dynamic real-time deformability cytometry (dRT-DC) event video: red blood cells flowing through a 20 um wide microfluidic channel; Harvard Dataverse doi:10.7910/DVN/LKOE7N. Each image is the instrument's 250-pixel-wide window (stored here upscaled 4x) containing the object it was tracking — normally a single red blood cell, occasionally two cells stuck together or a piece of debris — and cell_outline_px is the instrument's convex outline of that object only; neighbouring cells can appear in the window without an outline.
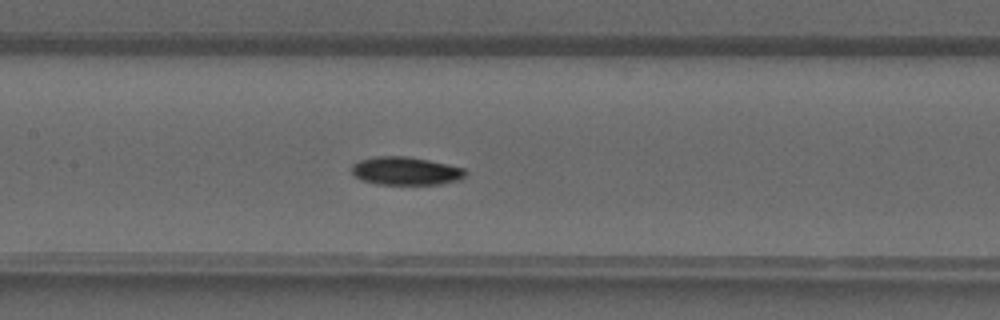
{"species": "common noctule bat (a hibernating species)", "species_latin": "Nyctalus noctula", "temperature_condition": "warm", "stored_images_in_passage": 41, "camera_frame_rate_fps": 3000, "um_per_image_px": 0.085, "animal": {"sex": "male", "forearm_length_mm": 52.5}, "frame": {"image": 1, "passage_image": 20, "time_ms": 6.333, "image_size_px": [1000, 320], "cell_outline_px": [[468, 172], [460, 180], [440, 184], [380, 184], [364, 180], [356, 176], [352, 172], [352, 164], [360, 160], [376, 156], [408, 156], [448, 164], [464, 168]], "centroid_in_image_um": [34.53, 14.52], "position_along_channel_um": 172.9, "area_um2": 18.55}}
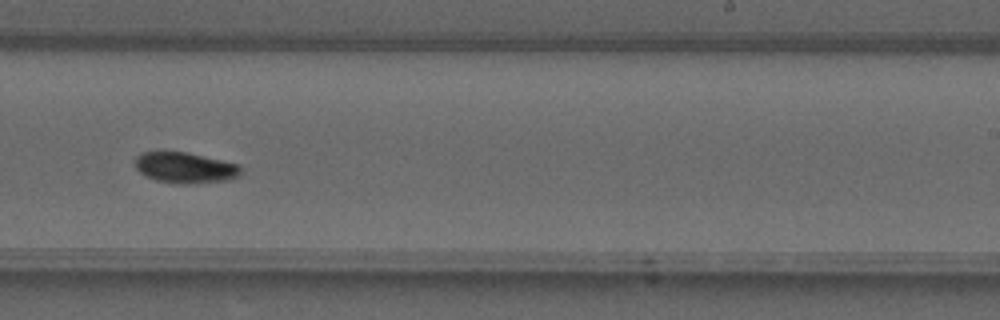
{"frame": {"image": 2, "passage_image": 26, "time_ms": 8.333, "image_size_px": [1000, 320], "cell_outline_px": [[244, 172], [228, 180], [188, 184], [180, 184], [156, 180], [140, 172], [136, 168], [136, 156], [144, 152], [188, 152], [240, 164], [244, 168]], "centroid_in_image_um": [15.81, 14.25], "position_along_channel_um": 273.2, "area_um2": 19.02}}
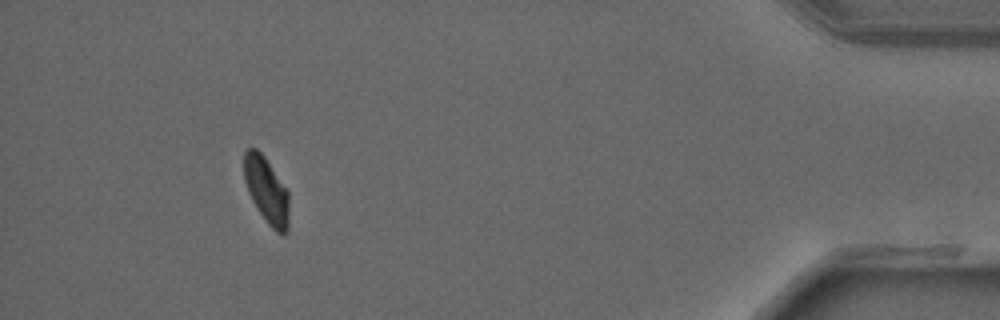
{"frame": {"image": 3, "passage_image": 38, "time_ms": 12.333, "image_size_px": [1000, 320], "cell_outline_px": [[288, 232], [284, 236], [276, 232], [268, 224], [252, 200], [248, 192], [244, 180], [244, 152], [248, 148], [256, 148], [264, 156], [288, 188]], "centroid_in_image_um": [22.67, 16.18], "position_along_channel_um": 412.5, "area_um2": 17.51}}